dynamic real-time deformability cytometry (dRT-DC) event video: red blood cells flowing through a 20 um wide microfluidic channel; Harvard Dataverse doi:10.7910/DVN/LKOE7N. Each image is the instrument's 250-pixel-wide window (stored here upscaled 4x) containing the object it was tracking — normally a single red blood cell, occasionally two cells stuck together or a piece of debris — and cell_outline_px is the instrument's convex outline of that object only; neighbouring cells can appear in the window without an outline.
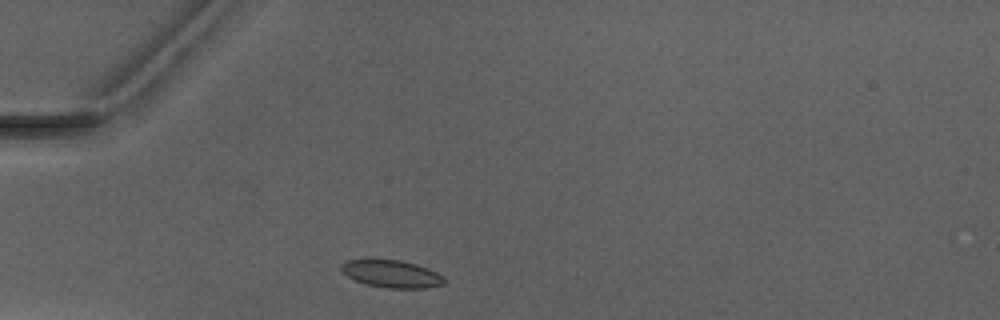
{"species": "Egyptian fruit bat (a non-hibernating species)", "species_latin": "Rousettus aegyptiacus", "temperature_condition": "warm", "stored_images_in_passage": 1, "camera_frame_rate_fps": 3000, "um_per_image_px": 0.085, "animal": {"sex": "male"}, "frame": {"image": 1, "passage_image": 1, "time_ms": 0.0, "image_size_px": [1000, 320], "cell_outline_px": [[444, 284], [424, 288], [388, 288], [368, 284], [356, 280], [348, 276], [340, 268], [340, 264], [348, 260], [400, 260], [416, 264], [436, 272], [444, 276]], "centroid_in_image_um": [33.3, 23.28], "position_along_channel_um": 51.7, "area_um2": 16.13}}